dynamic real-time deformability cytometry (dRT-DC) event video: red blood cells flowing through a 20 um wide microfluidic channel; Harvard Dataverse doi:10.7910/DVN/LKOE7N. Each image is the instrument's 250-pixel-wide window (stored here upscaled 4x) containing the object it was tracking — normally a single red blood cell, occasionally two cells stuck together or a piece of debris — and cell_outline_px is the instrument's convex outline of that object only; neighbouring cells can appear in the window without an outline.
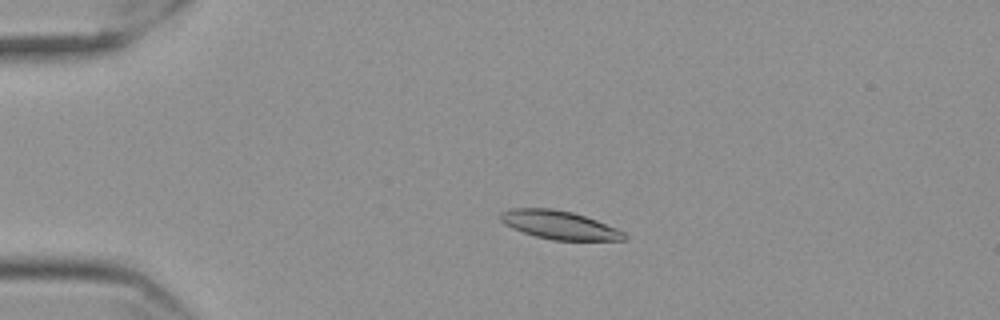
{"species": "Egyptian fruit bat (a non-hibernating species)", "species_latin": "Rousettus aegyptiacus", "temperature_condition": "cold", "stored_images_in_passage": 58, "camera_frame_rate_fps": 3000, "um_per_image_px": 0.085, "frame": {"image": 1, "passage_image": 13, "time_ms": 4.0, "image_size_px": [1000, 320], "cell_outline_px": [[628, 240], [552, 240], [536, 236], [512, 228], [504, 224], [500, 220], [500, 212], [512, 208], [552, 208], [572, 212], [596, 220], [616, 228], [624, 232], [628, 236]], "centroid_in_image_um": [47.54, 19.12], "position_along_channel_um": 37.5, "area_um2": 20.46}}
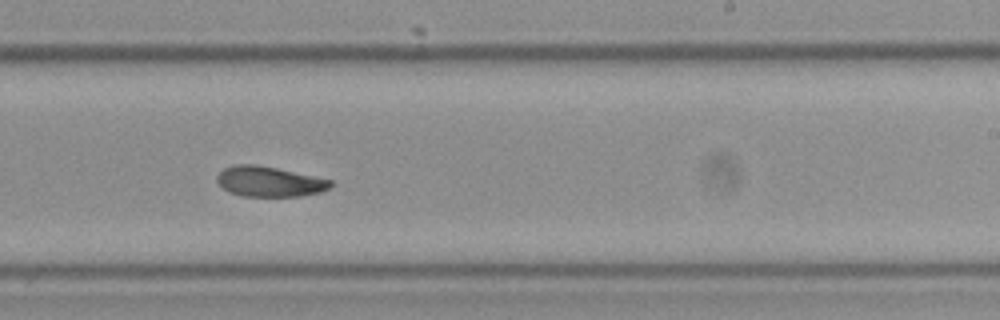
{"frame": {"image": 2, "passage_image": 36, "time_ms": 11.667, "image_size_px": [1000, 320], "cell_outline_px": [[332, 188], [320, 192], [300, 196], [240, 196], [228, 192], [216, 180], [216, 176], [224, 168], [236, 164], [256, 164], [276, 168], [332, 180]], "centroid_in_image_um": [22.89, 15.43], "position_along_channel_um": 266.1, "area_um2": 20.0}}
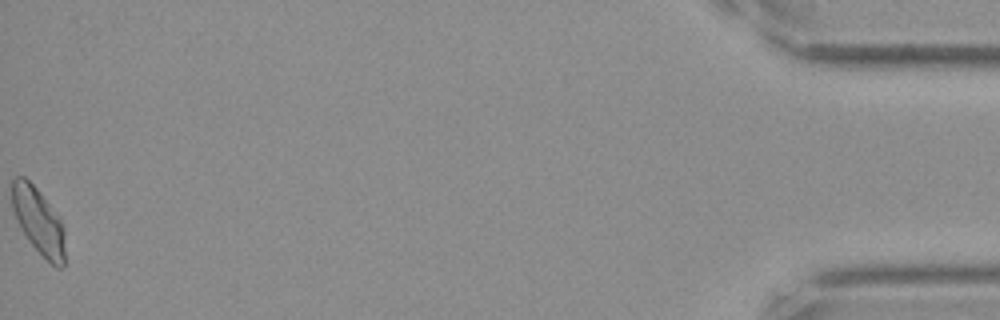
{"frame": {"image": 3, "passage_image": 58, "time_ms": 19.0, "image_size_px": [1000, 320], "cell_outline_px": [[64, 264], [60, 268], [56, 268], [28, 240], [20, 228], [12, 208], [12, 180], [16, 176], [24, 176], [36, 188], [60, 220], [64, 232]], "centroid_in_image_um": [3.24, 18.78], "position_along_channel_um": 432.0, "area_um2": 19.94}, "authors_computed_cell_mechanics": {"area_um2": 20.6635, "velocity_mm_per_s": 3.5368, "shape_relaxation_time_tau1_ms": 8.4284, "shape_relaxation_time_tau2_ms": 3.9285, "deformation_change_tau1": 0.1731, "deformation_change_tau2": 0.0835}}